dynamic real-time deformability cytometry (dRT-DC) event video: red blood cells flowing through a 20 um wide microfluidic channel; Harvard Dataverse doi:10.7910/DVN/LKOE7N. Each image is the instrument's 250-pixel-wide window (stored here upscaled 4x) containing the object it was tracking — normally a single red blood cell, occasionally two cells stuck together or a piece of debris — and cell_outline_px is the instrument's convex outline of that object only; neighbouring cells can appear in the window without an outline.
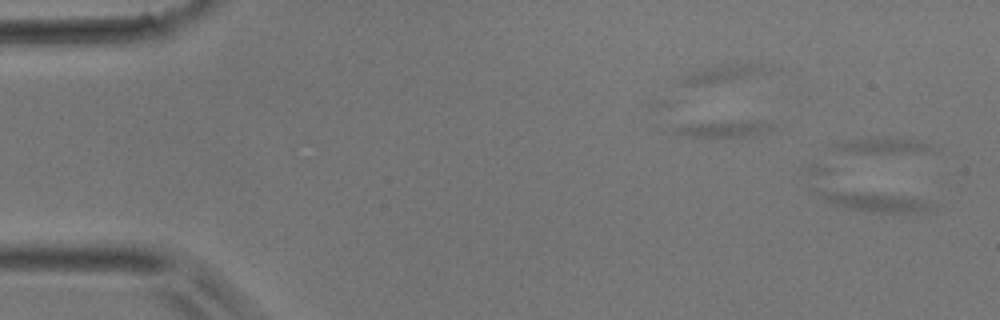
{"species": "common noctule bat (a hibernating species)", "species_latin": "Nyctalus noctula", "temperature_condition": "room temperature", "stored_images_in_passage": 31, "segment_of_instrument_passage": [2, 4], "camera_frame_rate_fps": 3000, "um_per_image_px": 0.085, "animal": {"sex": "male", "body_mass_g": 17.9}, "frame": {"image": 1, "passage_image": 3, "time_ms": 0.667, "image_size_px": [1000, 320], "cell_outline_px": [[936, 208], [920, 212], [872, 212], [848, 208], [836, 204], [828, 200], [816, 188], [800, 168], [804, 164], [816, 164], [924, 200]], "centroid_in_image_um": [73.19, 16.36], "position_along_channel_um": 11.8, "area_um2": 22.43}}